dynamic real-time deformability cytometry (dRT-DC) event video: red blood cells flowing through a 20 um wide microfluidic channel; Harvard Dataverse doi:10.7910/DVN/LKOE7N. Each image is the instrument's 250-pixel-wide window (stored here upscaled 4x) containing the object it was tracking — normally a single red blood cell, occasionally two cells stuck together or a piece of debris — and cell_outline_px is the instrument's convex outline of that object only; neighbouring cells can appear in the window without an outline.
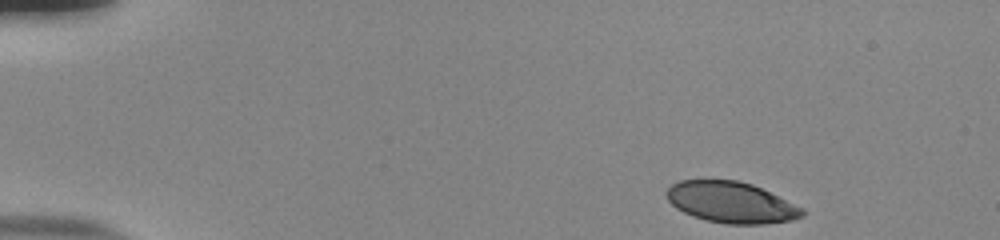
{"species": "human", "species_latin": "Homo sapiens", "temperature_condition": "room temperature", "stored_images_in_passage": 49, "camera_frame_rate_fps": 3000, "um_per_image_px": 0.085, "donor": {"sex": "male"}, "frame": {"image": 1, "passage_image": 1, "time_ms": 0.0, "image_size_px": [1000, 240], "cell_outline_px": [[804, 216], [792, 220], [764, 224], [724, 224], [704, 220], [692, 216], [676, 208], [668, 200], [668, 188], [672, 184], [680, 180], [736, 180], [752, 184], [804, 208]], "centroid_in_image_um": [62.16, 17.21], "position_along_channel_um": 22.8, "area_um2": 32.43}}
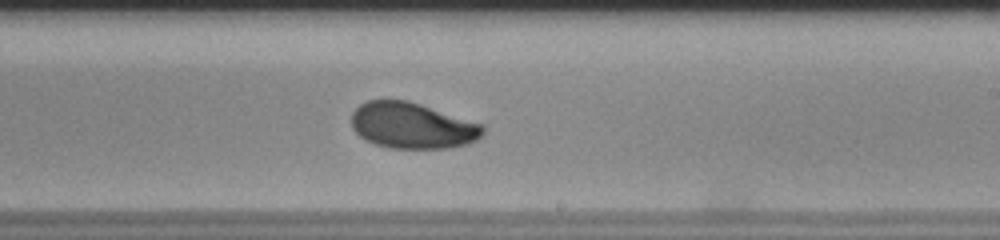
{"frame": {"image": 2, "passage_image": 28, "time_ms": 9.0, "image_size_px": [1000, 240], "cell_outline_px": [[484, 132], [476, 140], [468, 144], [452, 148], [388, 148], [376, 144], [360, 136], [352, 128], [352, 112], [360, 104], [368, 100], [408, 100], [484, 124]], "centroid_in_image_um": [35.06, 10.67], "position_along_channel_um": 253.9, "area_um2": 35.32}}
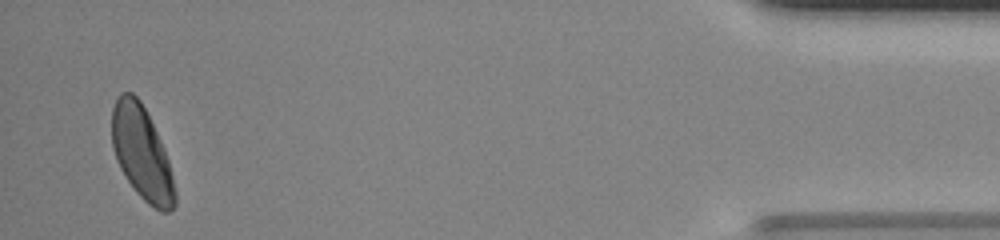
{"frame": {"image": 3, "passage_image": 47, "time_ms": 15.333, "image_size_px": [1000, 240], "cell_outline_px": [[176, 204], [168, 212], [160, 212], [148, 204], [136, 192], [124, 176], [116, 160], [112, 148], [112, 108], [120, 92], [132, 92], [140, 100], [164, 148], [168, 160], [176, 192]], "centroid_in_image_um": [12.04, 13.04], "position_along_channel_um": 423.2, "area_um2": 34.16}, "authors_computed_cell_mechanics": {"area_um2": 34.391, "velocity_mm_per_s": 3.7832, "shape_relaxation_time_tau1_ms": 3.1894, "shape_relaxation_time_tau2_ms": 3.4674, "deformation_change_tau1": 0.1461, "deformation_change_tau2": 0.0641}}